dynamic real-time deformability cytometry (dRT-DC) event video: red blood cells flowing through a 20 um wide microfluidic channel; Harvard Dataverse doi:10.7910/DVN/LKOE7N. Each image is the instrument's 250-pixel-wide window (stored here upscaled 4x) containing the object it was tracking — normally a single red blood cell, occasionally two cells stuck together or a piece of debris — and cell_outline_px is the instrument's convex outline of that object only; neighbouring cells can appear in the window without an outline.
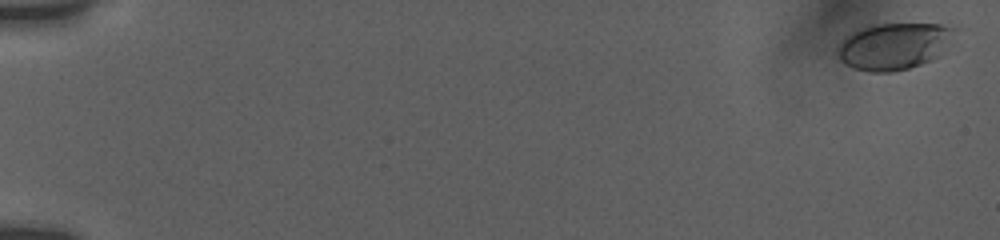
{"species": "human", "species_latin": "Homo sapiens", "temperature_condition": "room temperature", "stored_images_in_passage": 54, "camera_frame_rate_fps": 3000, "um_per_image_px": 0.085, "donor": {"sex": "female"}, "frame": {"image": 1, "passage_image": 2, "time_ms": 0.333, "image_size_px": [1000, 240], "cell_outline_px": [[956, 28], [940, 56], [932, 60], [908, 68], [888, 72], [868, 72], [844, 64], [840, 60], [836, 52], [836, 48], [840, 40], [844, 36], [860, 28], [876, 24], [940, 24]], "centroid_in_image_um": [75.92, 3.92], "position_along_channel_um": 9.1, "area_um2": 31.85}}
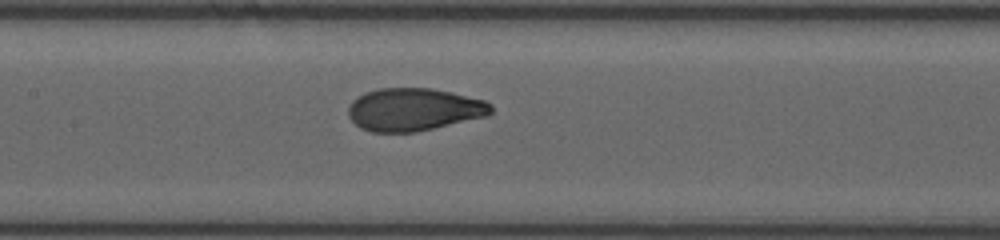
{"frame": {"image": 2, "passage_image": 31, "time_ms": 9.667, "image_size_px": [1000, 240], "cell_outline_px": [[492, 112], [488, 116], [416, 132], [372, 132], [360, 128], [348, 116], [348, 104], [352, 100], [364, 92], [380, 88], [432, 88], [484, 100], [492, 104]], "centroid_in_image_um": [35.16, 9.31], "position_along_channel_um": 172.2, "area_um2": 35.66}}
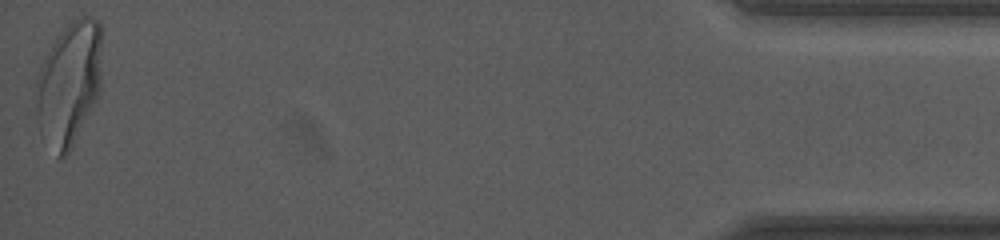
{"frame": {"image": 3, "passage_image": 54, "time_ms": 18.667, "image_size_px": [1000, 240], "cell_outline_px": [[100, 92], [72, 148], [64, 160], [56, 156], [36, 116], [36, 80], [40, 64], [52, 44], [60, 32], [72, 20], [80, 16], [92, 16], [100, 20]], "centroid_in_image_um": [5.87, 7.07], "position_along_channel_um": 429.3, "area_um2": 47.28}, "authors_computed_cell_mechanics": {"area_um2": 35.3158, "velocity_mm_per_s": 3.7633, "shape_relaxation_time_tau1_ms": 4.6, "shape_relaxation_time_tau2_ms": null, "deformation_change_tau1": 0.1901, "deformation_change_tau2": null}}